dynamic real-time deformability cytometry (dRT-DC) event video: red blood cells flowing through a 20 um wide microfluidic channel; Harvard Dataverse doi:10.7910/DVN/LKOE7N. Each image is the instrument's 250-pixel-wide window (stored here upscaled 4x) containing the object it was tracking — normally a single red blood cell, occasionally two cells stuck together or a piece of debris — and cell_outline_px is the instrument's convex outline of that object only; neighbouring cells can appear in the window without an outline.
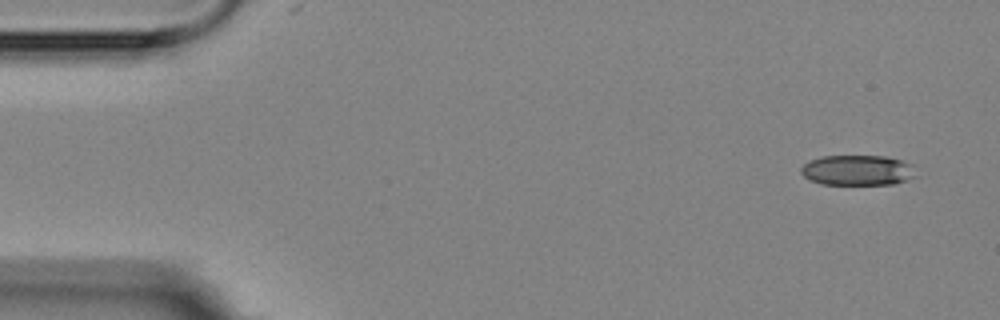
{"species": "Egyptian fruit bat (a non-hibernating species)", "species_latin": "Rousettus aegyptiacus", "temperature_condition": "room temperature", "stored_images_in_passage": 16, "camera_frame_rate_fps": 3000, "um_per_image_px": 0.085, "animal": {"sex": "female"}, "frame": {"image": 1, "passage_image": 1, "time_ms": 0.0, "image_size_px": [1000, 320], "cell_outline_px": [[920, 176], [896, 184], [820, 184], [804, 176], [800, 172], [800, 168], [804, 164], [812, 160], [824, 156], [888, 156], [912, 164]], "centroid_in_image_um": [72.98, 14.48], "position_along_channel_um": 12.0, "area_um2": 20.52}}
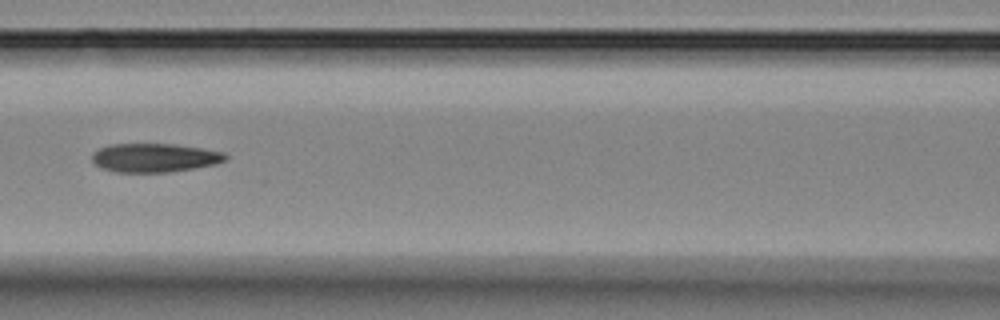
{"frame": {"image": 2, "passage_image": 7, "time_ms": 7.0, "image_size_px": [1000, 320], "cell_outline_px": [[228, 160], [216, 164], [196, 168], [168, 172], [116, 172], [100, 168], [92, 160], [92, 152], [108, 144], [176, 144], [224, 152], [228, 156]], "centroid_in_image_um": [13.15, 13.41], "position_along_channel_um": 153.5, "area_um2": 22.54}}
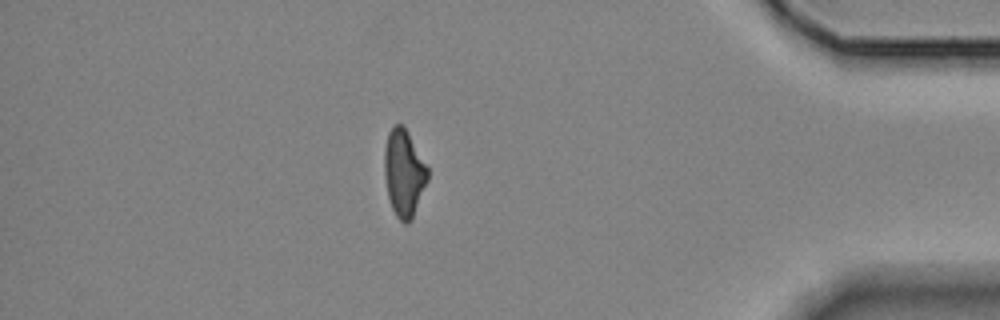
{"frame": {"image": 3, "passage_image": 14, "time_ms": 15.0, "image_size_px": [1000, 320], "cell_outline_px": [[428, 180], [412, 220], [408, 224], [404, 224], [396, 216], [392, 208], [388, 196], [384, 172], [384, 148], [388, 132], [396, 124], [400, 124], [408, 132], [428, 168]], "centroid_in_image_um": [34.33, 14.74], "position_along_channel_um": 400.9, "area_um2": 21.91}, "authors_computed_cell_mechanics": {"area_um2": 22.5709, "velocity_mm_per_s": 3.5869, "shape_relaxation_time_tau1_ms": null, "shape_relaxation_time_tau2_ms": 5.3087, "deformation_change_tau1": null, "deformation_change_tau2": 0.1201}}